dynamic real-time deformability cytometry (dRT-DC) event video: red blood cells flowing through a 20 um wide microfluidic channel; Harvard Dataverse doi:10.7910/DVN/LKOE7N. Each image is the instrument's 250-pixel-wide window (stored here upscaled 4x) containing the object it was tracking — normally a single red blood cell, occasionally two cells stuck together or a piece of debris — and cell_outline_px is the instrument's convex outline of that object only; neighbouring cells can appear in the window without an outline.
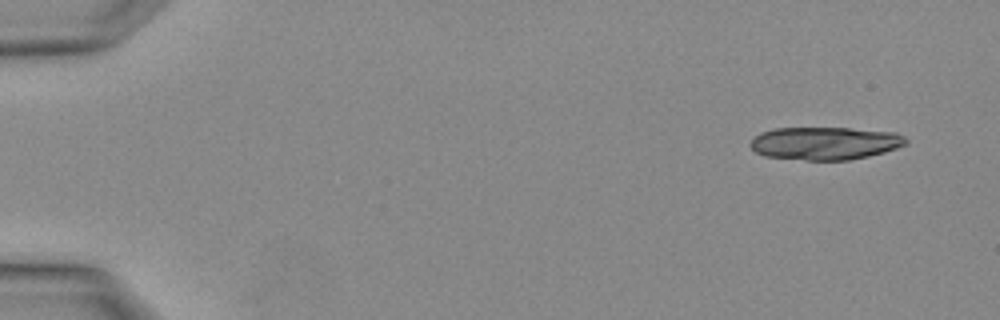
{"species": "Egyptian fruit bat (a non-hibernating species)", "species_latin": "Rousettus aegyptiacus", "temperature_condition": "warm", "stored_images_in_passage": 2, "camera_frame_rate_fps": 3000, "um_per_image_px": 0.085, "animal": {"sex": "female"}, "frame": {"image": 1, "passage_image": 1, "time_ms": 0.0, "image_size_px": [1000, 320], "cell_outline_px": [[908, 144], [884, 152], [868, 156], [848, 160], [808, 160], [764, 156], [756, 152], [748, 144], [760, 132], [776, 128], [848, 128], [896, 132], [904, 136], [908, 140]], "centroid_in_image_um": [70.14, 12.17], "position_along_channel_um": 14.9, "area_um2": 29.82}}